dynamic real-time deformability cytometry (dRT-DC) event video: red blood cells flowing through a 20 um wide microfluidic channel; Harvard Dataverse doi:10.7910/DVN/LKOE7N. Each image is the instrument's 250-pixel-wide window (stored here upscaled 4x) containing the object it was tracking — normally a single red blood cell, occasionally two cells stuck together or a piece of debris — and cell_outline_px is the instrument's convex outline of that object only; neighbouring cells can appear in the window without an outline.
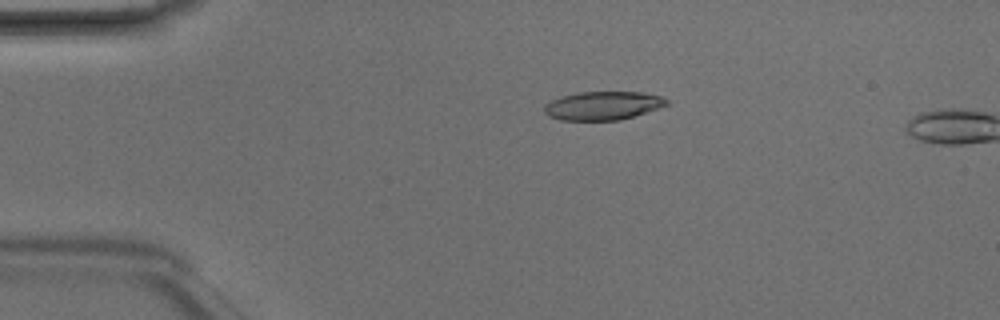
{"species": "Egyptian fruit bat (a non-hibernating species)", "species_latin": "Rousettus aegyptiacus", "temperature_condition": "room temperature", "stored_images_in_passage": 4, "camera_frame_rate_fps": 3000, "um_per_image_px": 0.085, "animal": {"sex": "male"}, "frame": {"image": 1, "passage_image": 3, "time_ms": 0.667, "image_size_px": [1000, 320], "cell_outline_px": [[668, 104], [620, 120], [560, 120], [548, 116], [544, 112], [544, 104], [560, 96], [580, 92], [640, 92], [660, 96], [668, 100]], "centroid_in_image_um": [51.18, 8.98], "position_along_channel_um": 33.8, "area_um2": 20.11}}